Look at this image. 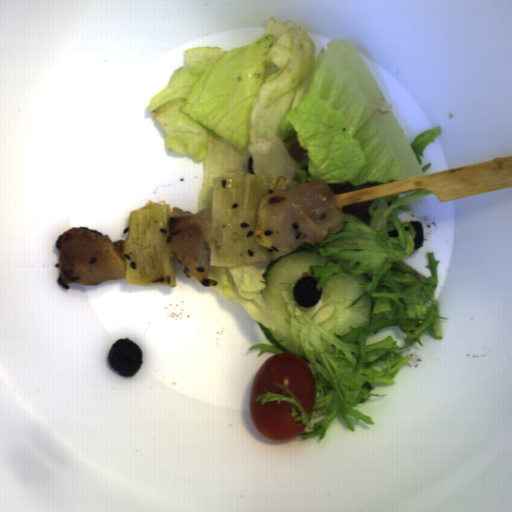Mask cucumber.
<instances>
[{
	"mask_svg": "<svg viewBox=\"0 0 512 512\" xmlns=\"http://www.w3.org/2000/svg\"><path fill=\"white\" fill-rule=\"evenodd\" d=\"M372 280L367 274L337 273L326 280L320 299L314 307H298L300 312L313 321L326 334L349 333L350 327L364 328L371 323L374 300L364 295L355 305L347 307L359 298L361 283Z\"/></svg>",
	"mask_w": 512,
	"mask_h": 512,
	"instance_id": "cucumber-1",
	"label": "cucumber"
},
{
	"mask_svg": "<svg viewBox=\"0 0 512 512\" xmlns=\"http://www.w3.org/2000/svg\"><path fill=\"white\" fill-rule=\"evenodd\" d=\"M332 258L322 256L319 252L304 248H295L275 260H271L262 272L266 287L261 290L263 302L269 314L278 325L291 331V316L283 301L284 285L280 283H296L307 277L310 266H325Z\"/></svg>",
	"mask_w": 512,
	"mask_h": 512,
	"instance_id": "cucumber-2",
	"label": "cucumber"
},
{
	"mask_svg": "<svg viewBox=\"0 0 512 512\" xmlns=\"http://www.w3.org/2000/svg\"><path fill=\"white\" fill-rule=\"evenodd\" d=\"M258 324L267 336L270 343L274 345V347L283 351V353L290 352L297 355L298 348L292 336H286L273 329H270L261 322H258Z\"/></svg>",
	"mask_w": 512,
	"mask_h": 512,
	"instance_id": "cucumber-3",
	"label": "cucumber"
}]
</instances>
